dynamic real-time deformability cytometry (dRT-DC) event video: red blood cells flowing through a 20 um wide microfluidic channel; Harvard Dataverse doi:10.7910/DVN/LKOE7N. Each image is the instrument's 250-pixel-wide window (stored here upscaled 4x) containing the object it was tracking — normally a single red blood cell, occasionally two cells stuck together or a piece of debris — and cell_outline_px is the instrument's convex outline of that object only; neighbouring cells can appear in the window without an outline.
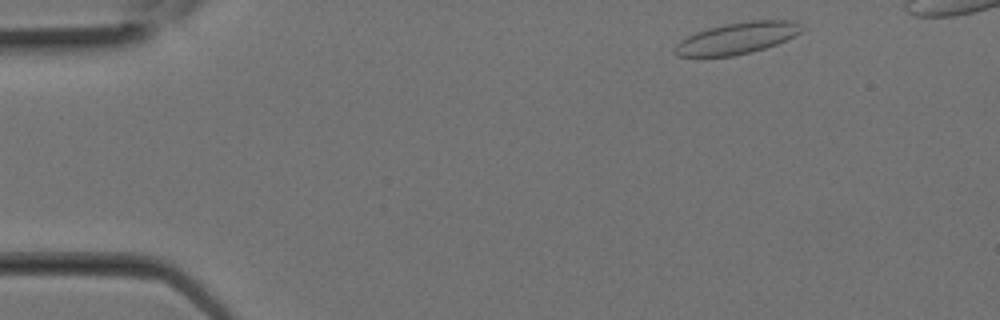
{"species": "Egyptian fruit bat (a non-hibernating species)", "species_latin": "Rousettus aegyptiacus", "temperature_condition": "room temperature", "stored_images_in_passage": 7, "camera_frame_rate_fps": 3000, "um_per_image_px": 0.085, "animal": {"sex": "female"}, "frame": {"image": 1, "passage_image": 1, "time_ms": 0.0, "image_size_px": [1000, 320], "cell_outline_px": [[804, 28], [796, 36], [776, 44], [752, 52], [732, 56], [676, 56], [676, 44], [680, 40], [696, 32], [708, 28], [748, 20], [796, 20]], "centroid_in_image_um": [62.71, 3.23], "position_along_channel_um": 22.3, "area_um2": 23.18}}
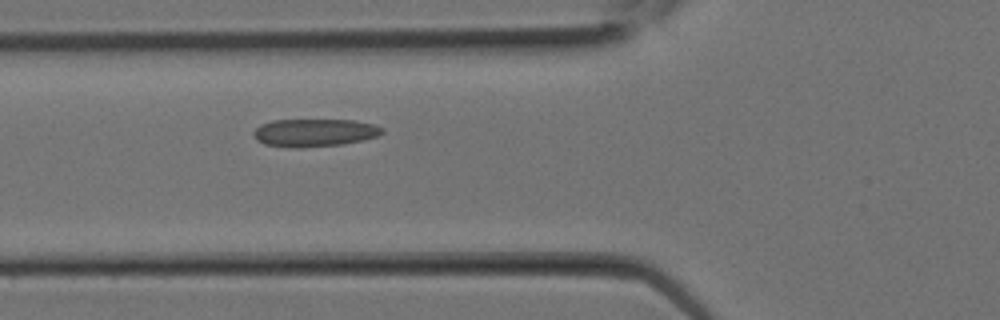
{"frame": {"image": 2, "passage_image": 7, "time_ms": 2.0, "image_size_px": [1000, 320], "cell_outline_px": [[384, 132], [376, 136], [364, 140], [344, 144], [300, 148], [292, 148], [264, 144], [256, 140], [252, 136], [252, 132], [260, 124], [272, 120], [356, 120], [372, 124], [384, 128]], "centroid_in_image_um": [26.7, 11.28], "position_along_channel_um": 99.1, "area_um2": 21.1}}